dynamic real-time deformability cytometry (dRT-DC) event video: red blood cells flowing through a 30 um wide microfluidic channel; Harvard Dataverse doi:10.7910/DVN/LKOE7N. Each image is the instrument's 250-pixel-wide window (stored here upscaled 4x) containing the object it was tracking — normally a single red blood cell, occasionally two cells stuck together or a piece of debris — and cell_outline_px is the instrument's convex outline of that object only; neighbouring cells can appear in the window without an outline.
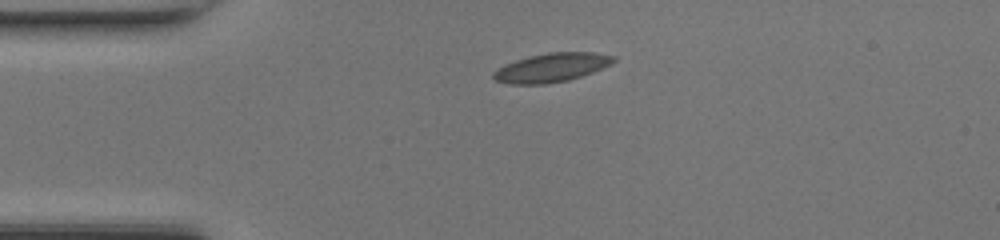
{"species": "common noctule bat (a hibernating species)", "species_latin": "Nyctalus noctula", "temperature_condition": "room temperature", "stored_images_in_passage": 38, "camera_frame_rate_fps": 3000, "um_per_image_px": 0.085, "animal": {"sex": "female", "body_mass_g": 17.0, "forearm_length_mm": 48.0}, "frame": {"image": 1, "passage_image": 1, "time_ms": 0.0, "image_size_px": [1000, 240], "cell_outline_px": [[616, 60], [612, 64], [592, 72], [568, 80], [544, 84], [508, 84], [496, 80], [492, 76], [492, 72], [504, 64], [516, 60], [548, 52], [592, 52], [616, 56]], "centroid_in_image_um": [46.88, 5.74], "position_along_channel_um": 38.1, "area_um2": 20.11}}
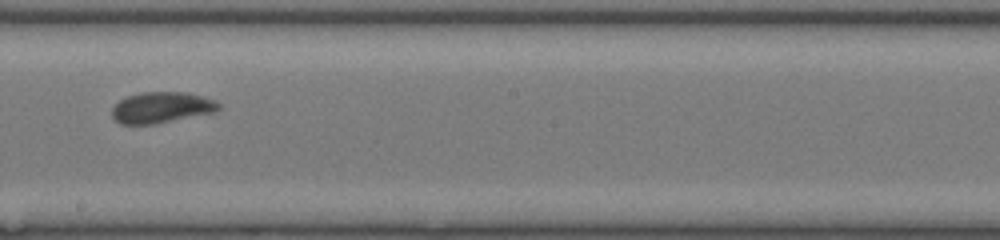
{"frame": {"image": 2, "passage_image": 17, "time_ms": 5.333, "image_size_px": [1000, 240], "cell_outline_px": [[220, 108], [216, 112], [156, 124], [120, 124], [112, 116], [112, 108], [120, 100], [128, 96], [140, 92], [188, 92], [216, 100], [220, 104]], "centroid_in_image_um": [13.76, 9.14], "position_along_channel_um": 234.4, "area_um2": 19.42}}
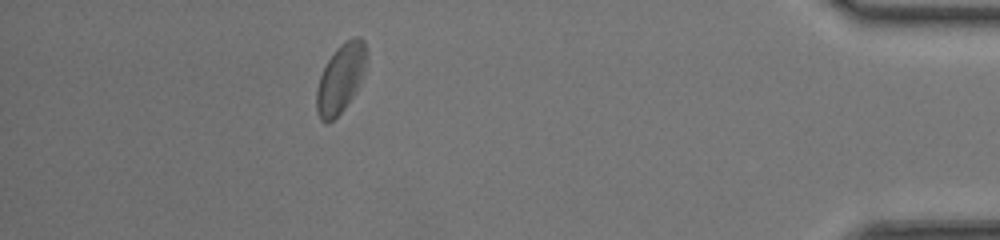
{"frame": {"image": 3, "passage_image": 33, "time_ms": 10.667, "image_size_px": [1000, 240], "cell_outline_px": [[368, 52], [364, 68], [360, 80], [352, 96], [344, 108], [328, 124], [320, 120], [316, 112], [316, 88], [320, 76], [328, 60], [336, 48], [340, 44], [352, 36], [360, 36], [364, 40]], "centroid_in_image_um": [28.94, 6.63], "position_along_channel_um": 406.3, "area_um2": 19.94}, "authors_computed_cell_mechanics": {"area_um2": 19.7387, "velocity_mm_per_s": 4.2653, "shape_relaxation_time_tau1_ms": 3.1187, "shape_relaxation_time_tau2_ms": 1.4694, "deformation_change_tau1": 0.0701, "deformation_change_tau2": 0.0629}}